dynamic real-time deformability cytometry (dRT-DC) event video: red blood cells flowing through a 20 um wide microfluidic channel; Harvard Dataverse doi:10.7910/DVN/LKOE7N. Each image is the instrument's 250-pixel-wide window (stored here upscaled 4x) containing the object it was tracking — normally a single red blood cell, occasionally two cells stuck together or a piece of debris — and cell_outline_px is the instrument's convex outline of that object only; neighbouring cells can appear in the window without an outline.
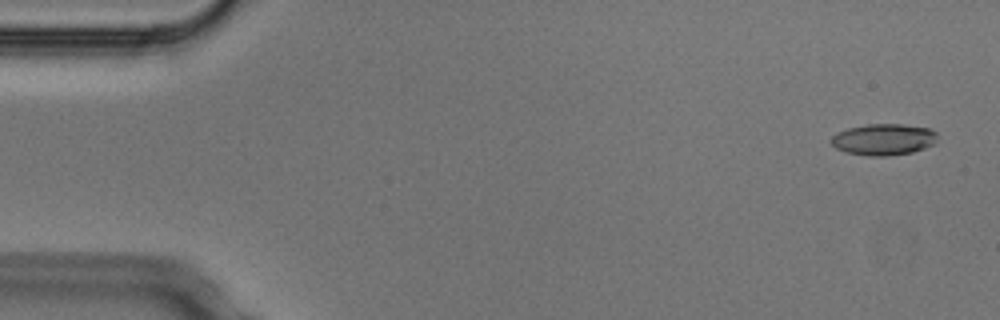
{"species": "Egyptian fruit bat (a non-hibernating species)", "species_latin": "Rousettus aegyptiacus", "temperature_condition": "cold", "stored_images_in_passage": 4, "camera_frame_rate_fps": 3000, "um_per_image_px": 0.085, "animal": {"sex": "male"}, "frame": {"image": 1, "passage_image": 1, "time_ms": 0.0, "image_size_px": [1000, 320], "cell_outline_px": [[936, 140], [932, 144], [924, 148], [912, 152], [884, 156], [868, 156], [848, 152], [836, 148], [832, 144], [832, 136], [836, 132], [848, 128], [868, 124], [904, 124], [928, 128], [936, 132]], "centroid_in_image_um": [75.09, 11.84], "position_along_channel_um": 9.9, "area_um2": 19.25}}